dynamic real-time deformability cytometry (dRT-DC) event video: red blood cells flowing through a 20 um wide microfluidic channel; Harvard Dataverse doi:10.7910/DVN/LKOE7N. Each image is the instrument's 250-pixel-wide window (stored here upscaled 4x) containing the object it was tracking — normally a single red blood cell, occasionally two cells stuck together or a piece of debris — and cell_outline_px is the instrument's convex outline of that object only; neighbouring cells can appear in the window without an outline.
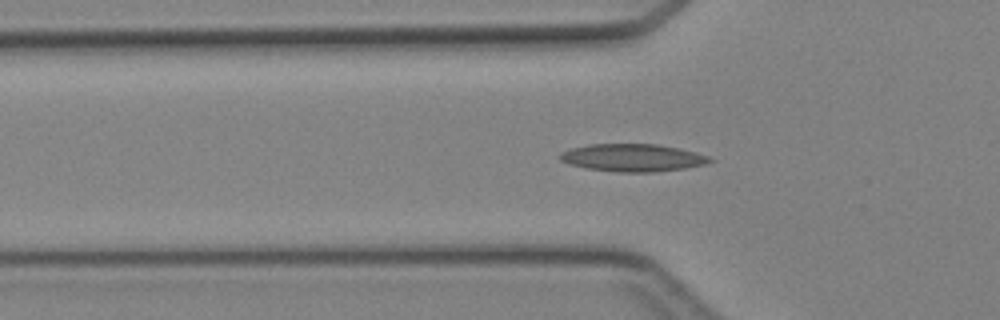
{"species": "Egyptian fruit bat (a non-hibernating species)", "species_latin": "Rousettus aegyptiacus", "temperature_condition": "cold", "stored_images_in_passage": 39, "camera_frame_rate_fps": 3000, "um_per_image_px": 0.085, "animal": {"sex": "female"}, "frame": {"image": 1, "passage_image": 8, "time_ms": 2.333, "image_size_px": [1000, 320], "cell_outline_px": [[716, 160], [704, 164], [684, 168], [652, 172], [616, 172], [584, 168], [568, 164], [560, 160], [560, 152], [572, 148], [588, 144], [656, 144], [680, 148], [696, 152], [708, 156]], "centroid_in_image_um": [53.76, 13.4], "position_along_channel_um": 72.0, "area_um2": 24.16}}
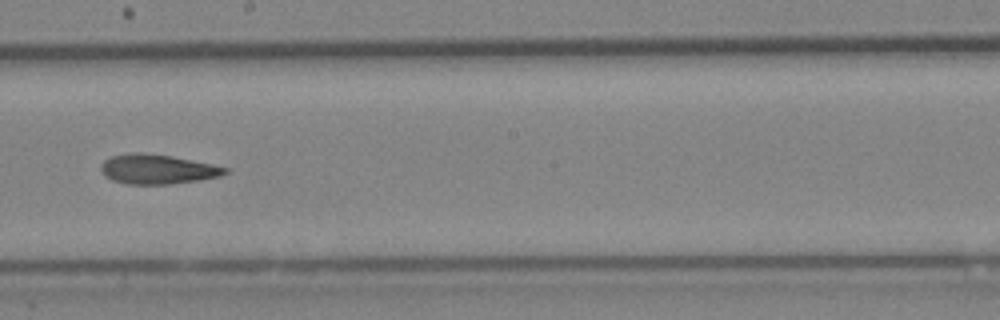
{"frame": {"image": 2, "passage_image": 19, "time_ms": 6.0, "image_size_px": [1000, 320], "cell_outline_px": [[228, 172], [220, 176], [200, 180], [168, 184], [128, 184], [112, 180], [104, 176], [100, 168], [100, 164], [104, 160], [112, 156], [128, 152], [140, 152], [172, 156], [212, 164], [228, 168]], "centroid_in_image_um": [13.35, 14.37], "position_along_channel_um": 234.9, "area_um2": 21.5}}
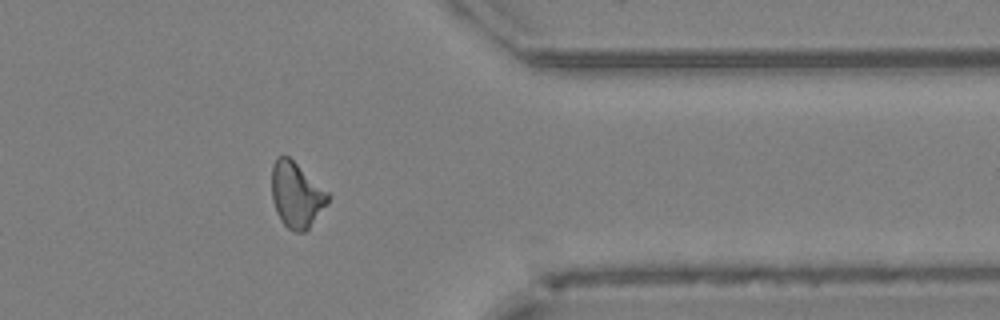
{"frame": {"image": 3, "passage_image": 30, "time_ms": 9.667, "image_size_px": [1000, 320], "cell_outline_px": [[332, 196], [328, 204], [308, 228], [304, 232], [296, 232], [288, 228], [280, 220], [276, 212], [272, 200], [272, 164], [276, 156], [288, 156], [328, 192]], "centroid_in_image_um": [25.19, 16.57], "position_along_channel_um": 386.2, "area_um2": 21.44}}